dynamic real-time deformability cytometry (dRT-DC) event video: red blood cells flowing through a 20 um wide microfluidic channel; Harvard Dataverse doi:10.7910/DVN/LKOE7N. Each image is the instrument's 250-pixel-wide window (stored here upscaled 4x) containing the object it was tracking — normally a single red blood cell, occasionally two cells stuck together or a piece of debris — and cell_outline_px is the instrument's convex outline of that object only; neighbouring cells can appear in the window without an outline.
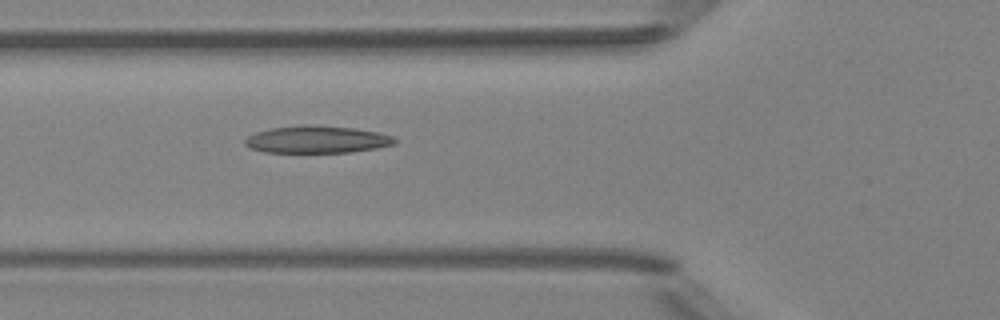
{"species": "Egyptian fruit bat (a non-hibernating species)", "species_latin": "Rousettus aegyptiacus", "temperature_condition": "room temperature", "stored_images_in_passage": 3, "camera_frame_rate_fps": 3000, "um_per_image_px": 0.085, "animal": {"sex": "female"}, "frame": {"image": 1, "passage_image": 3, "time_ms": 2.333, "image_size_px": [1000, 320], "cell_outline_px": [[396, 144], [376, 148], [352, 152], [264, 152], [252, 148], [244, 144], [244, 140], [248, 136], [256, 132], [272, 128], [300, 124], [352, 128], [376, 132], [392, 136], [396, 140]], "centroid_in_image_um": [26.92, 11.86], "position_along_channel_um": 98.9, "area_um2": 23.58}}